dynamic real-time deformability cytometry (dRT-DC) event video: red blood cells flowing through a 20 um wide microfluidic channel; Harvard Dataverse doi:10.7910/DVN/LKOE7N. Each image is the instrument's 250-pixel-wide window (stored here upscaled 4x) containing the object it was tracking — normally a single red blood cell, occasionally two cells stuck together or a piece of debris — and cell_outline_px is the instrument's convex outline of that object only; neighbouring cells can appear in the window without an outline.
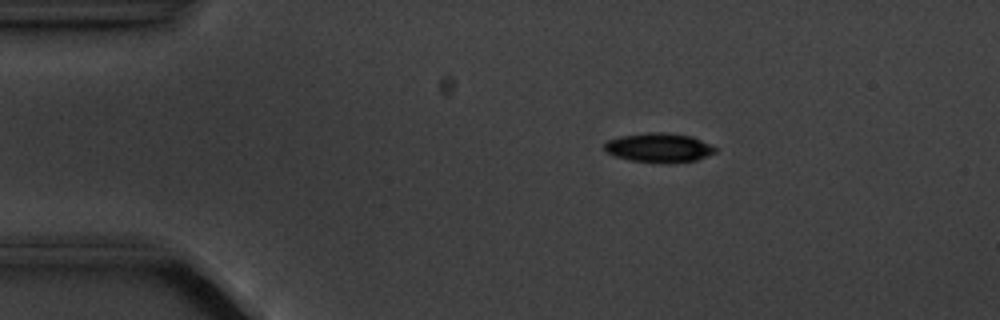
{"species": "common noctule bat (a hibernating species)", "species_latin": "Nyctalus noctula", "temperature_condition": "cold", "stored_images_in_passage": 9, "camera_frame_rate_fps": 3000, "um_per_image_px": 0.085, "animal": {"sex": "male", "body_mass_g": 20.1, "forearm_length_mm": 53.5}, "frame": {"image": 1, "passage_image": 3, "time_ms": 2.0, "image_size_px": [1000, 320], "cell_outline_px": [[716, 152], [696, 160], [632, 160], [616, 156], [608, 152], [604, 148], [604, 144], [608, 140], [620, 136], [648, 132], [668, 132], [692, 136], [716, 148]], "centroid_in_image_um": [55.99, 12.49], "position_along_channel_um": 29.0, "area_um2": 17.92}}